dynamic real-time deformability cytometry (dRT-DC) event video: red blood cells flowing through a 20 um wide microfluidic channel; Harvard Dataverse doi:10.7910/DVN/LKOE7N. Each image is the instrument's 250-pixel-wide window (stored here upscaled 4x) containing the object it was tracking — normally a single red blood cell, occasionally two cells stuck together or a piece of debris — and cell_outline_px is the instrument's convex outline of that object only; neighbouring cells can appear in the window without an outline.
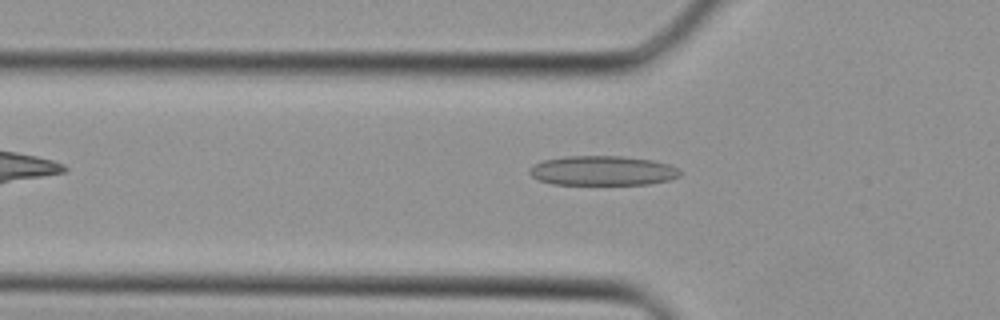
{"species": "Egyptian fruit bat (a non-hibernating species)", "species_latin": "Rousettus aegyptiacus", "temperature_condition": "cold", "stored_images_in_passage": 31, "camera_frame_rate_fps": 3000, "um_per_image_px": 0.085, "animal": {"sex": "female"}, "frame": {"image": 1, "passage_image": 6, "time_ms": 1.667, "image_size_px": [1000, 320], "cell_outline_px": [[680, 176], [668, 180], [648, 184], [552, 184], [540, 180], [532, 176], [528, 172], [528, 168], [532, 164], [540, 160], [564, 156], [624, 156], [652, 160], [668, 164], [680, 168]], "centroid_in_image_um": [51.18, 14.49], "position_along_channel_um": 74.6, "area_um2": 26.18}}
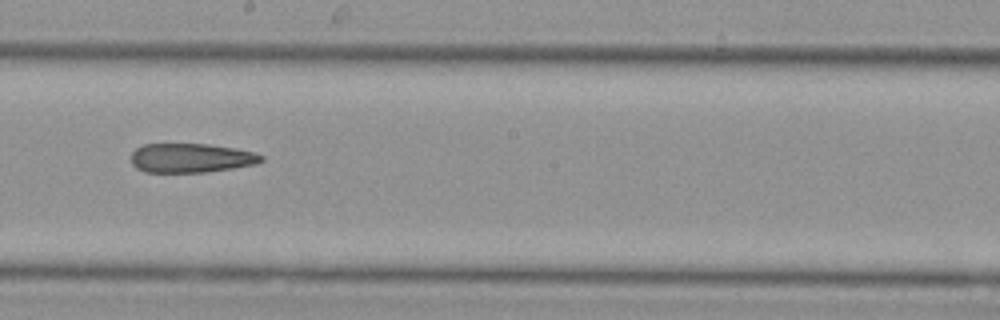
{"frame": {"image": 2, "passage_image": 15, "time_ms": 4.667, "image_size_px": [1000, 320], "cell_outline_px": [[264, 160], [256, 164], [232, 168], [204, 172], [144, 172], [136, 168], [132, 164], [132, 152], [136, 148], [144, 144], [208, 144], [236, 148], [256, 152], [264, 156]], "centroid_in_image_um": [16.26, 13.42], "position_along_channel_um": 231.9, "area_um2": 22.25}}
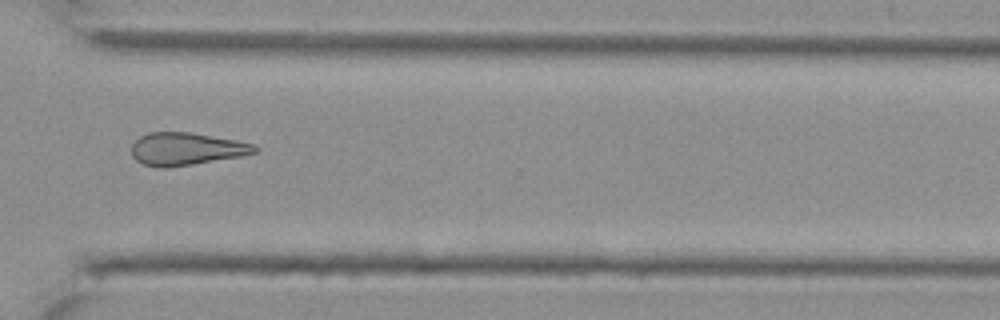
{"frame": {"image": 3, "passage_image": 22, "time_ms": 7.0, "image_size_px": [1000, 320], "cell_outline_px": [[260, 148], [256, 152], [240, 156], [192, 164], [164, 168], [156, 168], [144, 164], [136, 160], [132, 156], [132, 144], [140, 136], [148, 132], [192, 132], [236, 140], [252, 144]], "centroid_in_image_um": [15.8, 12.65], "position_along_channel_um": 354.8, "area_um2": 23.35}}